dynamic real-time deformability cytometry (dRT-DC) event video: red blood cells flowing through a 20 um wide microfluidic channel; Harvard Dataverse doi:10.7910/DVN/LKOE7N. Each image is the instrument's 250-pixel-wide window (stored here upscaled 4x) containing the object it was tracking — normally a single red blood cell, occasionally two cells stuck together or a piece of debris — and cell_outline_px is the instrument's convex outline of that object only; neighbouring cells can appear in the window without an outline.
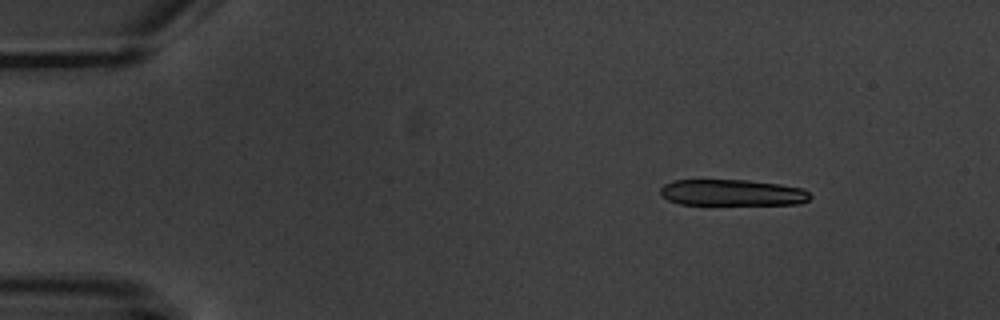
{"species": "common noctule bat (a hibernating species)", "species_latin": "Nyctalus noctula", "temperature_condition": "warm", "stored_images_in_passage": 4, "camera_frame_rate_fps": 3000, "um_per_image_px": 0.085, "animal": {"sex": "male", "body_mass_g": 20.1, "forearm_length_mm": 53.5}, "frame": {"image": 1, "passage_image": 1, "time_ms": 0.0, "image_size_px": [1000, 320], "cell_outline_px": [[812, 196], [808, 200], [800, 204], [680, 204], [668, 200], [660, 196], [660, 188], [664, 184], [672, 180], [748, 180], [780, 184], [804, 188]], "centroid_in_image_um": [62.23, 16.37], "position_along_channel_um": 22.8, "area_um2": 23.06}}